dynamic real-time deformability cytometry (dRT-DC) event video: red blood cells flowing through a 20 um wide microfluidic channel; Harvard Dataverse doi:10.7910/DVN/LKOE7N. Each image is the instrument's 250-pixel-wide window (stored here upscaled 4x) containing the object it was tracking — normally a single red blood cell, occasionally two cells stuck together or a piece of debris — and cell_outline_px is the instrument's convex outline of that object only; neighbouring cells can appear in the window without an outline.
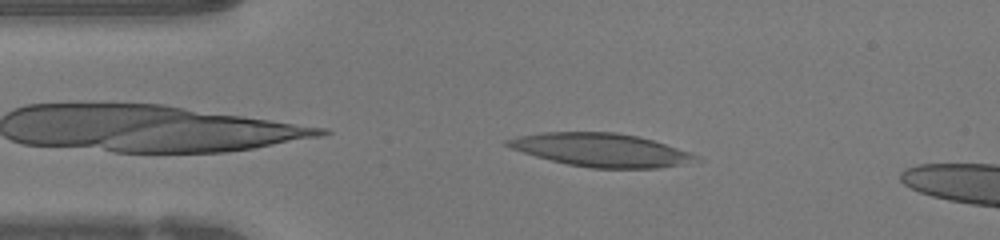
{"species": "human", "species_latin": "Homo sapiens", "temperature_condition": "warm", "stored_images_in_passage": 7, "camera_frame_rate_fps": 3000, "um_per_image_px": 0.085, "donor": {"sex": "female"}, "frame": {"image": 1, "passage_image": 2, "time_ms": 0.333, "image_size_px": [1000, 240], "cell_outline_px": [[704, 160], [684, 164], [656, 168], [592, 168], [568, 164], [536, 156], [512, 148], [504, 144], [504, 140], [520, 136], [544, 132], [616, 132], [636, 136], [652, 140], [688, 152]], "centroid_in_image_um": [51.1, 12.75], "position_along_channel_um": 33.9, "area_um2": 36.07}}